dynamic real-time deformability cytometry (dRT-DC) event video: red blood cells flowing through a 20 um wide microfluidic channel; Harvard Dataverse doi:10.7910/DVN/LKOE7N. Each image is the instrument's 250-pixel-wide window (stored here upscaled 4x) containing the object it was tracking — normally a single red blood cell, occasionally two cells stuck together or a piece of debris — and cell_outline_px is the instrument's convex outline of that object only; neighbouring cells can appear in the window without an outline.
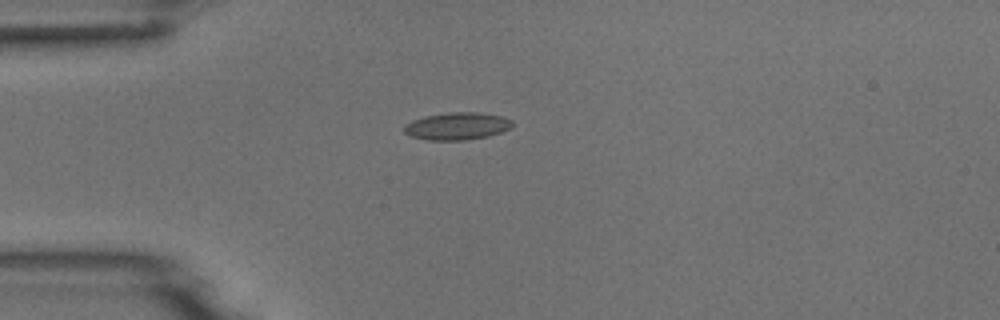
{"species": "common noctule bat (a hibernating species)", "species_latin": "Nyctalus noctula", "temperature_condition": "room temperature", "stored_images_in_passage": 1, "camera_frame_rate_fps": 3000, "um_per_image_px": 0.085, "animal": {"sex": "male", "body_mass_g": 18.8}, "frame": {"image": 1, "passage_image": 1, "time_ms": 0.0, "image_size_px": [1000, 320], "cell_outline_px": [[512, 128], [488, 136], [464, 140], [428, 140], [408, 136], [404, 132], [404, 124], [412, 120], [424, 116], [448, 112], [476, 112], [500, 116], [512, 120]], "centroid_in_image_um": [38.81, 10.72], "position_along_channel_um": 46.2, "area_um2": 17.34}}